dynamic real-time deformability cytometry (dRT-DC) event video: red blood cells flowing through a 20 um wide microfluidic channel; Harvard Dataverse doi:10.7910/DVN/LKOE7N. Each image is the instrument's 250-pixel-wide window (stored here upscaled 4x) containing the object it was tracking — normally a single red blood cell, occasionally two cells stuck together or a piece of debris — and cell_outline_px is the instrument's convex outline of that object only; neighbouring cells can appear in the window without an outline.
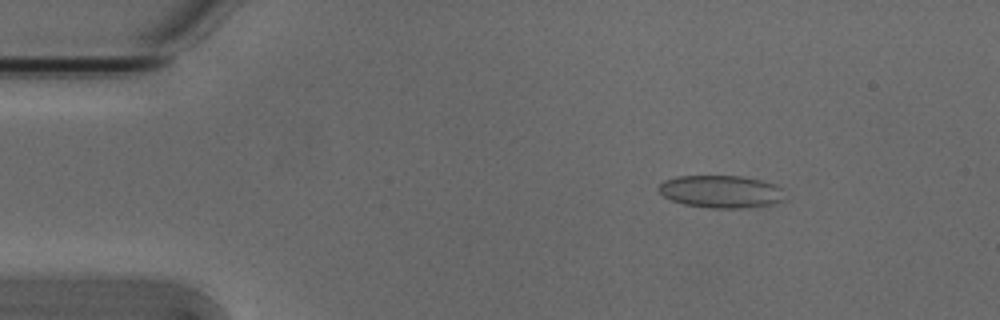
{"species": "Egyptian fruit bat (a non-hibernating species)", "species_latin": "Rousettus aegyptiacus", "temperature_condition": "cold", "stored_images_in_passage": 52, "camera_frame_rate_fps": 3000, "um_per_image_px": 0.085, "animal": {"sex": "male"}, "frame": {"image": 1, "passage_image": 6, "time_ms": 1.667, "image_size_px": [1000, 320], "cell_outline_px": [[784, 200], [772, 204], [740, 208], [712, 208], [684, 204], [672, 200], [664, 196], [656, 188], [664, 180], [676, 176], [744, 176], [776, 184], [780, 188]], "centroid_in_image_um": [61.25, 16.27], "position_along_channel_um": 23.7, "area_um2": 23.81}}
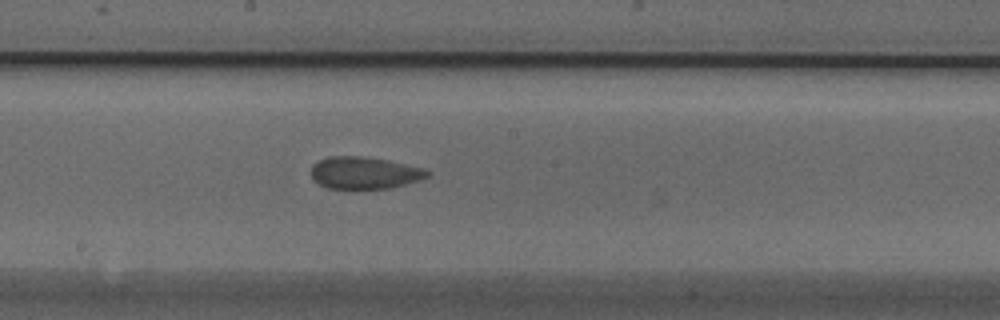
{"frame": {"image": 2, "passage_image": 27, "time_ms": 8.667, "image_size_px": [1000, 320], "cell_outline_px": [[428, 176], [392, 188], [328, 188], [312, 180], [312, 164], [328, 156], [360, 156], [388, 160], [424, 168], [428, 172]], "centroid_in_image_um": [30.93, 14.68], "position_along_channel_um": 217.3, "area_um2": 21.44}}
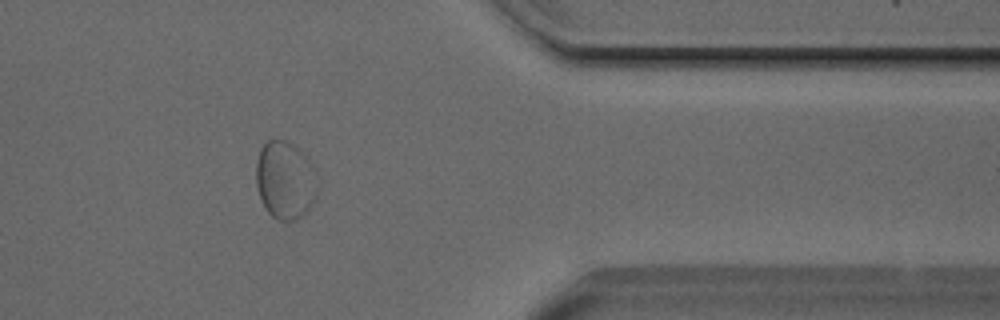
{"frame": {"image": 3, "passage_image": 42, "time_ms": 13.667, "image_size_px": [1000, 320], "cell_outline_px": [[316, 200], [296, 220], [280, 220], [272, 216], [264, 208], [256, 184], [256, 164], [260, 148], [272, 136], [284, 140], [292, 144], [308, 160], [316, 188]], "centroid_in_image_um": [24.17, 15.3], "position_along_channel_um": 387.2, "area_um2": 27.34}}